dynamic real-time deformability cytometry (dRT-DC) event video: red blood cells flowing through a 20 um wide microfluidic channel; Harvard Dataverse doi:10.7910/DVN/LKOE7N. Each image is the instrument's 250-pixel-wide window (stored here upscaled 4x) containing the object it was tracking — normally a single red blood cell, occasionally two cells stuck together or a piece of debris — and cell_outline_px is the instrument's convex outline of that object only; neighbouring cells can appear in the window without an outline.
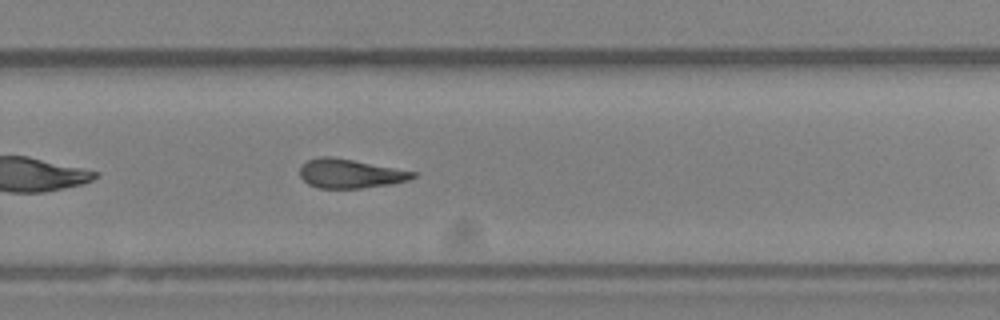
{"species": "Egyptian fruit bat (a non-hibernating species)", "species_latin": "Rousettus aegyptiacus", "temperature_condition": "room temperature", "stored_images_in_passage": 28, "camera_frame_rate_fps": 3000, "um_per_image_px": 0.085, "animal": {"sex": "female"}, "frame": {"image": 1, "passage_image": 20, "time_ms": 6.333, "image_size_px": [1000, 320], "cell_outline_px": [[416, 176], [408, 180], [392, 184], [360, 188], [316, 188], [308, 184], [300, 176], [300, 168], [308, 160], [320, 156], [332, 156], [416, 172]], "centroid_in_image_um": [29.74, 14.76], "position_along_channel_um": 300.1, "area_um2": 19.02}}
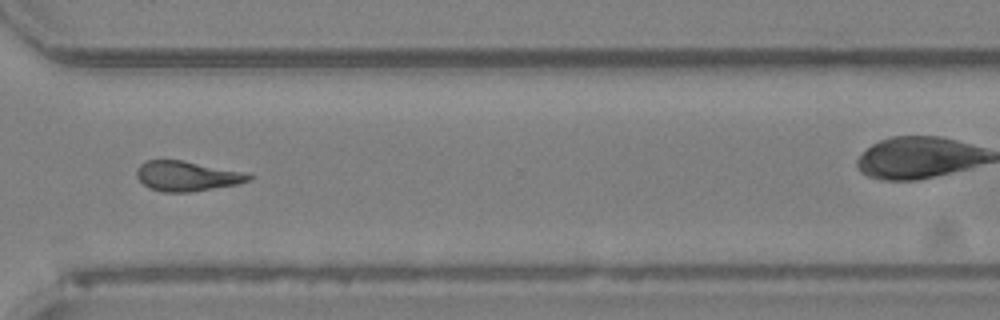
{"frame": {"image": 2, "passage_image": 24, "time_ms": 7.667, "image_size_px": [1000, 320], "cell_outline_px": [[252, 176], [248, 180], [236, 184], [188, 192], [164, 192], [148, 188], [136, 176], [136, 168], [144, 160], [180, 160], [248, 172]], "centroid_in_image_um": [15.85, 14.95], "position_along_channel_um": 354.8, "area_um2": 19.48}}